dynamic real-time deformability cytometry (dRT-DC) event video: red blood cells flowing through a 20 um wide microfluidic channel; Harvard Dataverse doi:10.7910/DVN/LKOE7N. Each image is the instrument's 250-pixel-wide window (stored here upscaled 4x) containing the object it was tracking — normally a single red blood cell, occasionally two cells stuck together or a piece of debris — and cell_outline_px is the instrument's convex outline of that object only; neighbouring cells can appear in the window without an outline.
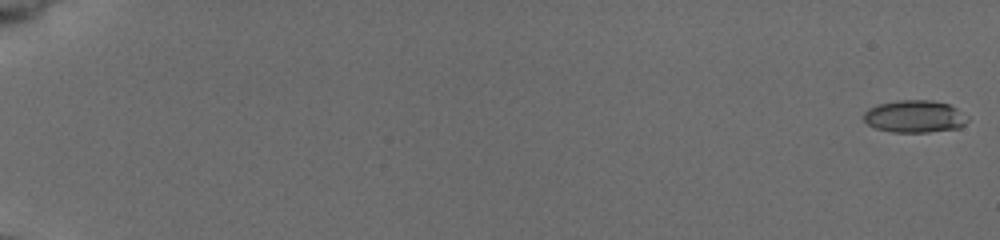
{"species": "common noctule bat (a hibernating species)", "species_latin": "Nyctalus noctula", "temperature_condition": "cold", "stored_images_in_passage": 22, "camera_frame_rate_fps": 3000, "um_per_image_px": 0.085, "animal": {"sex": "female", "body_mass_g": 19.5, "forearm_length_mm": 54.1}, "frame": {"image": 1, "passage_image": 1, "time_ms": 0.0, "image_size_px": [1000, 240], "cell_outline_px": [[968, 120], [960, 128], [928, 132], [892, 132], [876, 128], [868, 124], [864, 120], [864, 112], [868, 108], [876, 104], [900, 100], [932, 100], [948, 104], [956, 108], [968, 116]], "centroid_in_image_um": [77.75, 9.89], "position_along_channel_um": 7.3, "area_um2": 19.65}}